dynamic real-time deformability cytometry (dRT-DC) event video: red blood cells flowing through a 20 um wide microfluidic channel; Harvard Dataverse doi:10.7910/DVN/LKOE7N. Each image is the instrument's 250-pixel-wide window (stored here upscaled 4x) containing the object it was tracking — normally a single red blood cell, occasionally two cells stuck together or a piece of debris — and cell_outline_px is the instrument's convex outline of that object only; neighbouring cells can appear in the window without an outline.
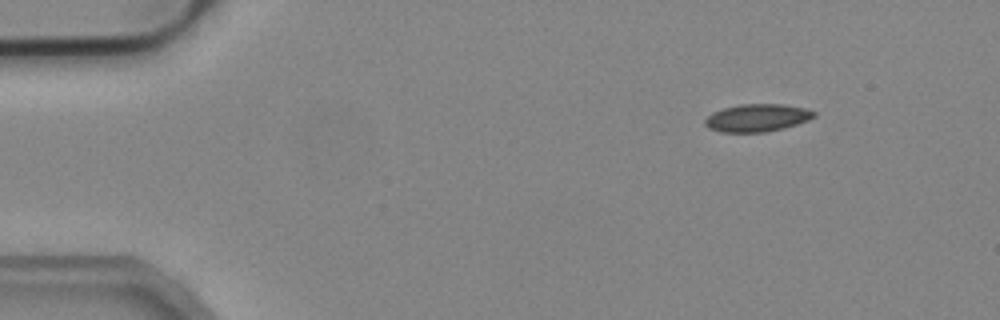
{"species": "common noctule bat (a hibernating species)", "species_latin": "Nyctalus noctula", "temperature_condition": "cold", "stored_images_in_passage": 48, "camera_frame_rate_fps": 3000, "um_per_image_px": 0.085, "animal": {"sex": "male", "body_mass_g": 19.2, "forearm_length_mm": 51.8}, "frame": {"image": 1, "passage_image": 1, "time_ms": 0.0, "image_size_px": [1000, 320], "cell_outline_px": [[816, 116], [808, 120], [784, 128], [764, 132], [720, 132], [708, 128], [704, 124], [704, 120], [712, 112], [724, 108], [740, 104], [784, 104], [804, 108], [816, 112]], "centroid_in_image_um": [64.34, 10.01], "position_along_channel_um": 20.7, "area_um2": 17.57}}
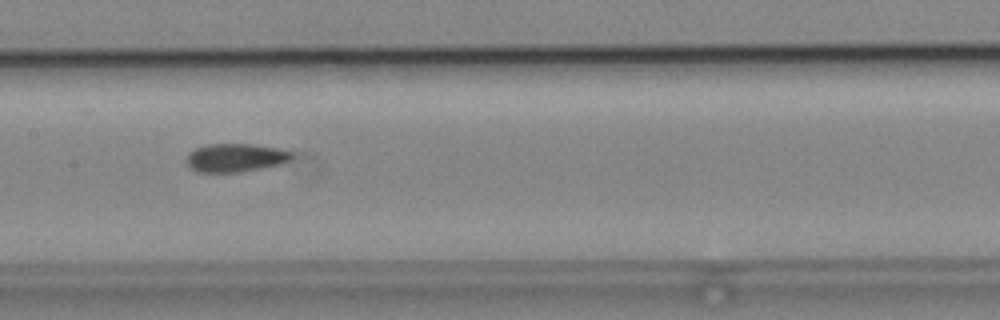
{"frame": {"image": 2, "passage_image": 21, "time_ms": 6.667, "image_size_px": [1000, 320], "cell_outline_px": [[292, 156], [288, 160], [280, 164], [240, 172], [196, 172], [188, 168], [188, 152], [196, 148], [208, 144], [252, 144], [276, 148], [292, 152]], "centroid_in_image_um": [19.97, 13.41], "position_along_channel_um": 187.4, "area_um2": 17.22}}
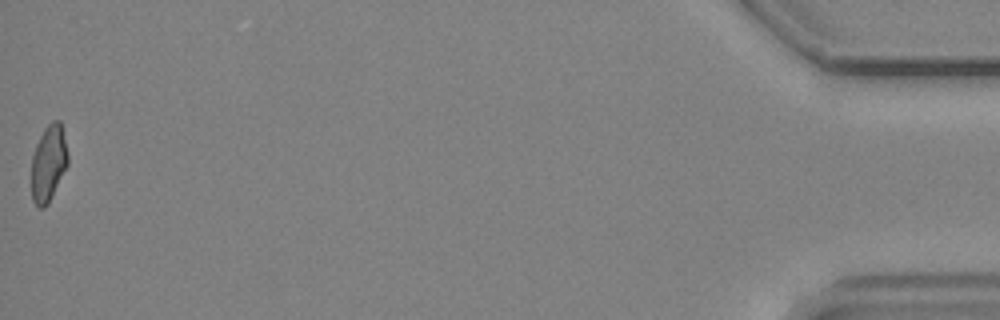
{"frame": {"image": 3, "passage_image": 48, "time_ms": 15.667, "image_size_px": [1000, 320], "cell_outline_px": [[68, 164], [48, 204], [44, 208], [40, 208], [32, 200], [32, 156], [36, 144], [44, 128], [52, 120], [60, 120], [68, 152]], "centroid_in_image_um": [4.13, 13.86], "position_along_channel_um": 431.1, "area_um2": 16.18}, "authors_computed_cell_mechanics": {"area_um2": 17.2822, "velocity_mm_per_s": 3.8227, "shape_relaxation_time_tau1_ms": null, "shape_relaxation_time_tau2_ms": 2.4029, "deformation_change_tau1": null, "deformation_change_tau2": 0.0535}}